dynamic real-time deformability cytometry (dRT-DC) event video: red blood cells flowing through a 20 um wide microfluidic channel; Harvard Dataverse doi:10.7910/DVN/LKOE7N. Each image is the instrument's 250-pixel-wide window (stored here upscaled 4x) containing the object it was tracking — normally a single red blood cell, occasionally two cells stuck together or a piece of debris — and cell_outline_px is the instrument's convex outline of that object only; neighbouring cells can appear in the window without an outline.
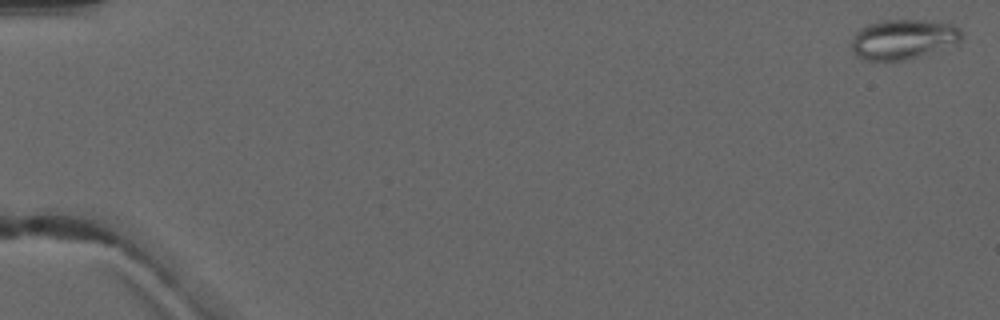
{"species": "common noctule bat (a hibernating species)", "species_latin": "Nyctalus noctula", "temperature_condition": "warm", "stored_images_in_passage": 6, "camera_frame_rate_fps": 3000, "um_per_image_px": 0.085, "animal": {"sex": "male", "forearm_length_mm": 52.5}, "frame": {"image": 1, "passage_image": 1, "time_ms": 0.0, "image_size_px": [1000, 320], "cell_outline_px": [[964, 36], [956, 44], [904, 60], [864, 60], [856, 56], [852, 52], [852, 36], [860, 28], [868, 24], [884, 20], [936, 20], [952, 24], [960, 28], [964, 32]], "centroid_in_image_um": [76.79, 3.31], "position_along_channel_um": 8.2, "area_um2": 25.78}}